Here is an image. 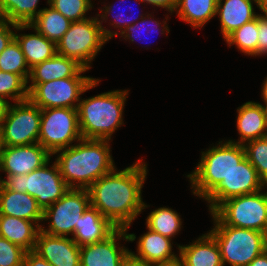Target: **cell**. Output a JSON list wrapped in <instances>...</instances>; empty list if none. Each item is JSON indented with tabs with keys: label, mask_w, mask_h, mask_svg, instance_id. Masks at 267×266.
<instances>
[{
	"label": "cell",
	"mask_w": 267,
	"mask_h": 266,
	"mask_svg": "<svg viewBox=\"0 0 267 266\" xmlns=\"http://www.w3.org/2000/svg\"><path fill=\"white\" fill-rule=\"evenodd\" d=\"M128 93V90H113L80 99L77 109L82 138L110 141L115 130L124 124Z\"/></svg>",
	"instance_id": "cell-3"
},
{
	"label": "cell",
	"mask_w": 267,
	"mask_h": 266,
	"mask_svg": "<svg viewBox=\"0 0 267 266\" xmlns=\"http://www.w3.org/2000/svg\"><path fill=\"white\" fill-rule=\"evenodd\" d=\"M248 266H267V249L259 254Z\"/></svg>",
	"instance_id": "cell-42"
},
{
	"label": "cell",
	"mask_w": 267,
	"mask_h": 266,
	"mask_svg": "<svg viewBox=\"0 0 267 266\" xmlns=\"http://www.w3.org/2000/svg\"><path fill=\"white\" fill-rule=\"evenodd\" d=\"M9 105V101L0 96V126L2 125V122L6 117Z\"/></svg>",
	"instance_id": "cell-43"
},
{
	"label": "cell",
	"mask_w": 267,
	"mask_h": 266,
	"mask_svg": "<svg viewBox=\"0 0 267 266\" xmlns=\"http://www.w3.org/2000/svg\"><path fill=\"white\" fill-rule=\"evenodd\" d=\"M90 206V196L87 189L70 188L59 200L43 211V220L49 221L48 228L41 226L40 230L55 236H73L79 218Z\"/></svg>",
	"instance_id": "cell-12"
},
{
	"label": "cell",
	"mask_w": 267,
	"mask_h": 266,
	"mask_svg": "<svg viewBox=\"0 0 267 266\" xmlns=\"http://www.w3.org/2000/svg\"><path fill=\"white\" fill-rule=\"evenodd\" d=\"M28 83L21 76L0 70V96L14 103L26 101L29 98Z\"/></svg>",
	"instance_id": "cell-32"
},
{
	"label": "cell",
	"mask_w": 267,
	"mask_h": 266,
	"mask_svg": "<svg viewBox=\"0 0 267 266\" xmlns=\"http://www.w3.org/2000/svg\"><path fill=\"white\" fill-rule=\"evenodd\" d=\"M266 188L256 169L245 156L222 182L204 199L212 213L223 201L246 194H253Z\"/></svg>",
	"instance_id": "cell-13"
},
{
	"label": "cell",
	"mask_w": 267,
	"mask_h": 266,
	"mask_svg": "<svg viewBox=\"0 0 267 266\" xmlns=\"http://www.w3.org/2000/svg\"><path fill=\"white\" fill-rule=\"evenodd\" d=\"M82 139L77 108L41 109L40 143L51 155Z\"/></svg>",
	"instance_id": "cell-10"
},
{
	"label": "cell",
	"mask_w": 267,
	"mask_h": 266,
	"mask_svg": "<svg viewBox=\"0 0 267 266\" xmlns=\"http://www.w3.org/2000/svg\"><path fill=\"white\" fill-rule=\"evenodd\" d=\"M257 56L267 54V17L258 15Z\"/></svg>",
	"instance_id": "cell-39"
},
{
	"label": "cell",
	"mask_w": 267,
	"mask_h": 266,
	"mask_svg": "<svg viewBox=\"0 0 267 266\" xmlns=\"http://www.w3.org/2000/svg\"><path fill=\"white\" fill-rule=\"evenodd\" d=\"M91 0H47L48 5L71 22L87 19L86 13L93 8Z\"/></svg>",
	"instance_id": "cell-34"
},
{
	"label": "cell",
	"mask_w": 267,
	"mask_h": 266,
	"mask_svg": "<svg viewBox=\"0 0 267 266\" xmlns=\"http://www.w3.org/2000/svg\"><path fill=\"white\" fill-rule=\"evenodd\" d=\"M150 17H153L151 14H147L146 16H143L139 21H137L136 23H133L131 26H128L125 30H123L122 33H120L121 37H123L126 41L127 39L131 42H134L135 39H140V36H141V31H142V28L144 27H147L148 28H144L147 32L149 31H153V27L155 28V31L159 30L160 28V25L162 24L161 22L159 21H155L153 18H150ZM153 19V21L151 20ZM149 24H151V26L149 27ZM147 25V26H146ZM159 26V28H157ZM143 29V30H144ZM150 29V30H149ZM144 30V31H145ZM141 33H139V32ZM143 31V32H144ZM154 32V31H153ZM156 33V32H154ZM148 35V34H147ZM145 40V39H144ZM141 41V40H140Z\"/></svg>",
	"instance_id": "cell-37"
},
{
	"label": "cell",
	"mask_w": 267,
	"mask_h": 266,
	"mask_svg": "<svg viewBox=\"0 0 267 266\" xmlns=\"http://www.w3.org/2000/svg\"><path fill=\"white\" fill-rule=\"evenodd\" d=\"M36 34H16L15 39L19 43L29 68L41 63L57 54L56 43L48 40L35 30Z\"/></svg>",
	"instance_id": "cell-25"
},
{
	"label": "cell",
	"mask_w": 267,
	"mask_h": 266,
	"mask_svg": "<svg viewBox=\"0 0 267 266\" xmlns=\"http://www.w3.org/2000/svg\"><path fill=\"white\" fill-rule=\"evenodd\" d=\"M49 164L50 160L29 174L6 175V179L0 178V183L8 190L28 193L44 211L70 189L61 176L57 163L54 162L52 166Z\"/></svg>",
	"instance_id": "cell-6"
},
{
	"label": "cell",
	"mask_w": 267,
	"mask_h": 266,
	"mask_svg": "<svg viewBox=\"0 0 267 266\" xmlns=\"http://www.w3.org/2000/svg\"><path fill=\"white\" fill-rule=\"evenodd\" d=\"M39 0H0L4 20L14 24H30L42 9L37 10Z\"/></svg>",
	"instance_id": "cell-29"
},
{
	"label": "cell",
	"mask_w": 267,
	"mask_h": 266,
	"mask_svg": "<svg viewBox=\"0 0 267 266\" xmlns=\"http://www.w3.org/2000/svg\"><path fill=\"white\" fill-rule=\"evenodd\" d=\"M110 149L109 140L82 138L53 155L59 153L55 162L70 188L88 189L115 168Z\"/></svg>",
	"instance_id": "cell-2"
},
{
	"label": "cell",
	"mask_w": 267,
	"mask_h": 266,
	"mask_svg": "<svg viewBox=\"0 0 267 266\" xmlns=\"http://www.w3.org/2000/svg\"><path fill=\"white\" fill-rule=\"evenodd\" d=\"M141 3H147L149 5L165 8L168 12H175L177 7V0H137Z\"/></svg>",
	"instance_id": "cell-41"
},
{
	"label": "cell",
	"mask_w": 267,
	"mask_h": 266,
	"mask_svg": "<svg viewBox=\"0 0 267 266\" xmlns=\"http://www.w3.org/2000/svg\"><path fill=\"white\" fill-rule=\"evenodd\" d=\"M0 214L35 222L39 227L43 222V210L36 199L28 193L6 189L0 183Z\"/></svg>",
	"instance_id": "cell-20"
},
{
	"label": "cell",
	"mask_w": 267,
	"mask_h": 266,
	"mask_svg": "<svg viewBox=\"0 0 267 266\" xmlns=\"http://www.w3.org/2000/svg\"><path fill=\"white\" fill-rule=\"evenodd\" d=\"M257 8L263 13L259 15L267 17V0H258Z\"/></svg>",
	"instance_id": "cell-44"
},
{
	"label": "cell",
	"mask_w": 267,
	"mask_h": 266,
	"mask_svg": "<svg viewBox=\"0 0 267 266\" xmlns=\"http://www.w3.org/2000/svg\"><path fill=\"white\" fill-rule=\"evenodd\" d=\"M4 21V18H3V15L1 13V10H0V23H2Z\"/></svg>",
	"instance_id": "cell-49"
},
{
	"label": "cell",
	"mask_w": 267,
	"mask_h": 266,
	"mask_svg": "<svg viewBox=\"0 0 267 266\" xmlns=\"http://www.w3.org/2000/svg\"><path fill=\"white\" fill-rule=\"evenodd\" d=\"M171 241V238L148 229L137 241V254L130 251V258L148 265L177 262L179 261V256L172 252L173 242Z\"/></svg>",
	"instance_id": "cell-17"
},
{
	"label": "cell",
	"mask_w": 267,
	"mask_h": 266,
	"mask_svg": "<svg viewBox=\"0 0 267 266\" xmlns=\"http://www.w3.org/2000/svg\"><path fill=\"white\" fill-rule=\"evenodd\" d=\"M83 67L75 60L56 54L30 68L28 82L40 84L52 80L74 77Z\"/></svg>",
	"instance_id": "cell-23"
},
{
	"label": "cell",
	"mask_w": 267,
	"mask_h": 266,
	"mask_svg": "<svg viewBox=\"0 0 267 266\" xmlns=\"http://www.w3.org/2000/svg\"><path fill=\"white\" fill-rule=\"evenodd\" d=\"M214 228L209 233L215 238L223 266H248L267 249V234L225 225L213 212Z\"/></svg>",
	"instance_id": "cell-5"
},
{
	"label": "cell",
	"mask_w": 267,
	"mask_h": 266,
	"mask_svg": "<svg viewBox=\"0 0 267 266\" xmlns=\"http://www.w3.org/2000/svg\"><path fill=\"white\" fill-rule=\"evenodd\" d=\"M10 27L13 29L11 30ZM25 29H30V24H14L7 20L0 23V54L15 38V31L18 32ZM13 30L15 31L13 32Z\"/></svg>",
	"instance_id": "cell-38"
},
{
	"label": "cell",
	"mask_w": 267,
	"mask_h": 266,
	"mask_svg": "<svg viewBox=\"0 0 267 266\" xmlns=\"http://www.w3.org/2000/svg\"><path fill=\"white\" fill-rule=\"evenodd\" d=\"M116 229L96 208L89 206L79 218L72 239L79 246L96 243L105 240Z\"/></svg>",
	"instance_id": "cell-22"
},
{
	"label": "cell",
	"mask_w": 267,
	"mask_h": 266,
	"mask_svg": "<svg viewBox=\"0 0 267 266\" xmlns=\"http://www.w3.org/2000/svg\"><path fill=\"white\" fill-rule=\"evenodd\" d=\"M118 239L133 242L136 235L127 233L126 229H116L103 241L80 246V266H124L130 250L119 246Z\"/></svg>",
	"instance_id": "cell-14"
},
{
	"label": "cell",
	"mask_w": 267,
	"mask_h": 266,
	"mask_svg": "<svg viewBox=\"0 0 267 266\" xmlns=\"http://www.w3.org/2000/svg\"><path fill=\"white\" fill-rule=\"evenodd\" d=\"M181 216L169 207H160L150 212L146 218L147 229L173 238L182 228Z\"/></svg>",
	"instance_id": "cell-28"
},
{
	"label": "cell",
	"mask_w": 267,
	"mask_h": 266,
	"mask_svg": "<svg viewBox=\"0 0 267 266\" xmlns=\"http://www.w3.org/2000/svg\"><path fill=\"white\" fill-rule=\"evenodd\" d=\"M253 2L258 5V0L217 1L216 15L219 16L220 30L224 40L243 24L257 18L259 14L254 12Z\"/></svg>",
	"instance_id": "cell-19"
},
{
	"label": "cell",
	"mask_w": 267,
	"mask_h": 266,
	"mask_svg": "<svg viewBox=\"0 0 267 266\" xmlns=\"http://www.w3.org/2000/svg\"><path fill=\"white\" fill-rule=\"evenodd\" d=\"M40 227L33 221L0 214V237L21 247L34 251Z\"/></svg>",
	"instance_id": "cell-24"
},
{
	"label": "cell",
	"mask_w": 267,
	"mask_h": 266,
	"mask_svg": "<svg viewBox=\"0 0 267 266\" xmlns=\"http://www.w3.org/2000/svg\"><path fill=\"white\" fill-rule=\"evenodd\" d=\"M261 92L262 98H267V77L264 79Z\"/></svg>",
	"instance_id": "cell-46"
},
{
	"label": "cell",
	"mask_w": 267,
	"mask_h": 266,
	"mask_svg": "<svg viewBox=\"0 0 267 266\" xmlns=\"http://www.w3.org/2000/svg\"><path fill=\"white\" fill-rule=\"evenodd\" d=\"M213 213L227 226L267 234V191L227 199Z\"/></svg>",
	"instance_id": "cell-9"
},
{
	"label": "cell",
	"mask_w": 267,
	"mask_h": 266,
	"mask_svg": "<svg viewBox=\"0 0 267 266\" xmlns=\"http://www.w3.org/2000/svg\"><path fill=\"white\" fill-rule=\"evenodd\" d=\"M26 251L0 237V266H23Z\"/></svg>",
	"instance_id": "cell-36"
},
{
	"label": "cell",
	"mask_w": 267,
	"mask_h": 266,
	"mask_svg": "<svg viewBox=\"0 0 267 266\" xmlns=\"http://www.w3.org/2000/svg\"><path fill=\"white\" fill-rule=\"evenodd\" d=\"M124 266H152V265L140 263V262L134 261L131 258H129Z\"/></svg>",
	"instance_id": "cell-45"
},
{
	"label": "cell",
	"mask_w": 267,
	"mask_h": 266,
	"mask_svg": "<svg viewBox=\"0 0 267 266\" xmlns=\"http://www.w3.org/2000/svg\"><path fill=\"white\" fill-rule=\"evenodd\" d=\"M195 170L186 175L193 194L205 199L246 156L244 145L219 141L216 146L201 152Z\"/></svg>",
	"instance_id": "cell-4"
},
{
	"label": "cell",
	"mask_w": 267,
	"mask_h": 266,
	"mask_svg": "<svg viewBox=\"0 0 267 266\" xmlns=\"http://www.w3.org/2000/svg\"><path fill=\"white\" fill-rule=\"evenodd\" d=\"M23 266H53L34 251L25 253Z\"/></svg>",
	"instance_id": "cell-40"
},
{
	"label": "cell",
	"mask_w": 267,
	"mask_h": 266,
	"mask_svg": "<svg viewBox=\"0 0 267 266\" xmlns=\"http://www.w3.org/2000/svg\"><path fill=\"white\" fill-rule=\"evenodd\" d=\"M258 16L256 19L243 24L231 33L225 41L230 46L235 45L240 52L249 56H257Z\"/></svg>",
	"instance_id": "cell-30"
},
{
	"label": "cell",
	"mask_w": 267,
	"mask_h": 266,
	"mask_svg": "<svg viewBox=\"0 0 267 266\" xmlns=\"http://www.w3.org/2000/svg\"><path fill=\"white\" fill-rule=\"evenodd\" d=\"M152 266H182L179 261L171 263V264H161V265H152Z\"/></svg>",
	"instance_id": "cell-47"
},
{
	"label": "cell",
	"mask_w": 267,
	"mask_h": 266,
	"mask_svg": "<svg viewBox=\"0 0 267 266\" xmlns=\"http://www.w3.org/2000/svg\"><path fill=\"white\" fill-rule=\"evenodd\" d=\"M51 156L40 143L0 146V171L5 175L29 174L51 160Z\"/></svg>",
	"instance_id": "cell-15"
},
{
	"label": "cell",
	"mask_w": 267,
	"mask_h": 266,
	"mask_svg": "<svg viewBox=\"0 0 267 266\" xmlns=\"http://www.w3.org/2000/svg\"><path fill=\"white\" fill-rule=\"evenodd\" d=\"M71 23L69 19L49 5V8H43L39 12V15L30 23V28L57 43L69 30Z\"/></svg>",
	"instance_id": "cell-27"
},
{
	"label": "cell",
	"mask_w": 267,
	"mask_h": 266,
	"mask_svg": "<svg viewBox=\"0 0 267 266\" xmlns=\"http://www.w3.org/2000/svg\"><path fill=\"white\" fill-rule=\"evenodd\" d=\"M0 70L21 75L28 82L30 68L15 38L0 54Z\"/></svg>",
	"instance_id": "cell-31"
},
{
	"label": "cell",
	"mask_w": 267,
	"mask_h": 266,
	"mask_svg": "<svg viewBox=\"0 0 267 266\" xmlns=\"http://www.w3.org/2000/svg\"><path fill=\"white\" fill-rule=\"evenodd\" d=\"M147 172V164L140 159L121 171L115 167L87 189L90 206L117 229L128 231L135 218L148 208L141 196Z\"/></svg>",
	"instance_id": "cell-1"
},
{
	"label": "cell",
	"mask_w": 267,
	"mask_h": 266,
	"mask_svg": "<svg viewBox=\"0 0 267 266\" xmlns=\"http://www.w3.org/2000/svg\"><path fill=\"white\" fill-rule=\"evenodd\" d=\"M107 41L98 16L88 17L71 23L69 30L56 43L57 54L73 59L89 70L91 62Z\"/></svg>",
	"instance_id": "cell-8"
},
{
	"label": "cell",
	"mask_w": 267,
	"mask_h": 266,
	"mask_svg": "<svg viewBox=\"0 0 267 266\" xmlns=\"http://www.w3.org/2000/svg\"><path fill=\"white\" fill-rule=\"evenodd\" d=\"M88 69L82 68L74 77L57 79L40 84H30L29 100L41 109L78 108L80 95L96 87L100 79L82 76ZM77 102V103H76Z\"/></svg>",
	"instance_id": "cell-7"
},
{
	"label": "cell",
	"mask_w": 267,
	"mask_h": 266,
	"mask_svg": "<svg viewBox=\"0 0 267 266\" xmlns=\"http://www.w3.org/2000/svg\"><path fill=\"white\" fill-rule=\"evenodd\" d=\"M263 102L265 103V106L263 105L264 107V110H265V115H266V121H267V98H263Z\"/></svg>",
	"instance_id": "cell-48"
},
{
	"label": "cell",
	"mask_w": 267,
	"mask_h": 266,
	"mask_svg": "<svg viewBox=\"0 0 267 266\" xmlns=\"http://www.w3.org/2000/svg\"><path fill=\"white\" fill-rule=\"evenodd\" d=\"M34 252L53 266H80V246L69 237L39 230Z\"/></svg>",
	"instance_id": "cell-16"
},
{
	"label": "cell",
	"mask_w": 267,
	"mask_h": 266,
	"mask_svg": "<svg viewBox=\"0 0 267 266\" xmlns=\"http://www.w3.org/2000/svg\"><path fill=\"white\" fill-rule=\"evenodd\" d=\"M121 3L122 1L124 2V0H119ZM113 8L114 6H104L100 12H103L102 14H96L98 17L100 16V18L98 19H101L99 20V23H100V26L102 27V31L104 33V36L106 37V39L109 41L110 39H112L114 36H117L119 33L118 31L114 32V31H111L110 29H106L105 27L102 26V23L103 21H107L108 19V16L110 14H112L111 12H113ZM130 8H132V6H130ZM123 10V9H122ZM135 14V13H134ZM125 15V14H124ZM123 13L122 12H119L118 14L112 16L114 18V21H112V23L110 22V25L111 26H114V28H119L120 29V33L123 32V30H125L128 26H131L133 23H136V20L139 21L143 16H145L143 13L142 14H139L138 18L135 17V19L131 16V18L129 17H124ZM140 18V19H139ZM134 19V20H133Z\"/></svg>",
	"instance_id": "cell-35"
},
{
	"label": "cell",
	"mask_w": 267,
	"mask_h": 266,
	"mask_svg": "<svg viewBox=\"0 0 267 266\" xmlns=\"http://www.w3.org/2000/svg\"><path fill=\"white\" fill-rule=\"evenodd\" d=\"M182 266H223L219 247L208 232L189 245H178Z\"/></svg>",
	"instance_id": "cell-18"
},
{
	"label": "cell",
	"mask_w": 267,
	"mask_h": 266,
	"mask_svg": "<svg viewBox=\"0 0 267 266\" xmlns=\"http://www.w3.org/2000/svg\"><path fill=\"white\" fill-rule=\"evenodd\" d=\"M238 141L228 140L244 145L246 142L267 136V121L264 107L258 102H246L237 108Z\"/></svg>",
	"instance_id": "cell-21"
},
{
	"label": "cell",
	"mask_w": 267,
	"mask_h": 266,
	"mask_svg": "<svg viewBox=\"0 0 267 266\" xmlns=\"http://www.w3.org/2000/svg\"><path fill=\"white\" fill-rule=\"evenodd\" d=\"M218 0H177V16L194 28L203 27L216 16Z\"/></svg>",
	"instance_id": "cell-26"
},
{
	"label": "cell",
	"mask_w": 267,
	"mask_h": 266,
	"mask_svg": "<svg viewBox=\"0 0 267 266\" xmlns=\"http://www.w3.org/2000/svg\"><path fill=\"white\" fill-rule=\"evenodd\" d=\"M41 108L29 99L11 103L0 126V146H21L38 143Z\"/></svg>",
	"instance_id": "cell-11"
},
{
	"label": "cell",
	"mask_w": 267,
	"mask_h": 266,
	"mask_svg": "<svg viewBox=\"0 0 267 266\" xmlns=\"http://www.w3.org/2000/svg\"><path fill=\"white\" fill-rule=\"evenodd\" d=\"M244 148L249 162L267 186V136L246 142Z\"/></svg>",
	"instance_id": "cell-33"
}]
</instances>
